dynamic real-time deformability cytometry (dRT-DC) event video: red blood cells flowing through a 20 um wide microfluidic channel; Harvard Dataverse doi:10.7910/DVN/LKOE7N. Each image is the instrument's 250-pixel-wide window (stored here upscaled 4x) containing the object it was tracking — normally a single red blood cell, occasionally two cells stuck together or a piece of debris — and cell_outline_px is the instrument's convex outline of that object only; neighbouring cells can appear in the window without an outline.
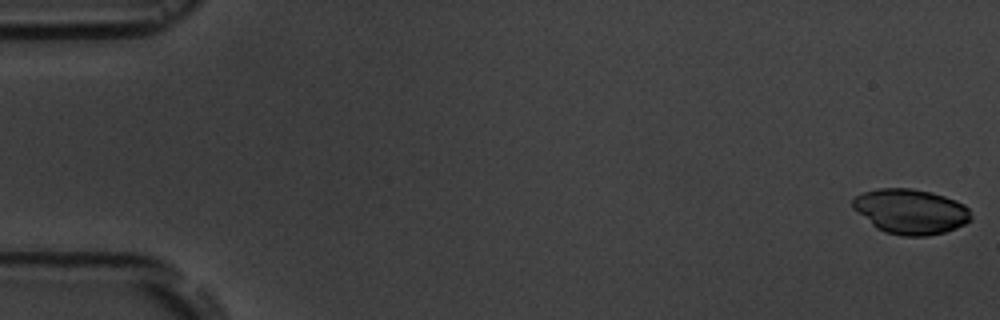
{"species": "common noctule bat (a hibernating species)", "species_latin": "Nyctalus noctula", "temperature_condition": "room temperature", "stored_images_in_passage": 7, "camera_frame_rate_fps": 3000, "um_per_image_px": 0.085, "animal": {"sex": "male", "body_mass_g": 19.5, "forearm_length_mm": 54.6}, "frame": {"image": 1, "passage_image": 1, "time_ms": 0.0, "image_size_px": [1000, 320], "cell_outline_px": [[972, 220], [956, 228], [944, 232], [928, 236], [904, 236], [884, 232], [876, 228], [852, 208], [852, 200], [856, 196], [864, 192], [876, 188], [912, 188], [932, 192], [956, 200], [964, 204], [968, 208], [972, 216]], "centroid_in_image_um": [77.41, 17.97], "position_along_channel_um": 7.6, "area_um2": 31.21}}